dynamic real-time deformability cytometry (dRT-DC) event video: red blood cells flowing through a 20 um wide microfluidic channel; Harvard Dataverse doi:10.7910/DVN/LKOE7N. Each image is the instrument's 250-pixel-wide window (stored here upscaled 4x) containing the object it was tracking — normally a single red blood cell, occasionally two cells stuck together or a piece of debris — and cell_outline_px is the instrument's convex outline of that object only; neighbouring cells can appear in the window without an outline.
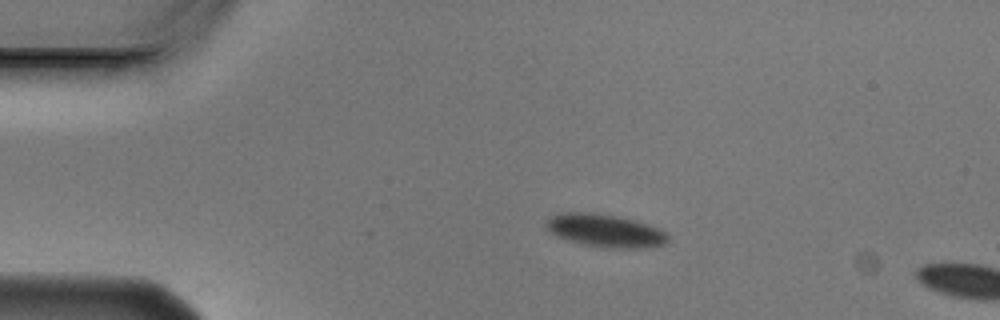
{"species": "Egyptian fruit bat (a non-hibernating species)", "species_latin": "Rousettus aegyptiacus", "temperature_condition": "cold", "stored_images_in_passage": 3, "camera_frame_rate_fps": 3000, "um_per_image_px": 0.085, "animal": {"sex": "male"}, "frame": {"image": 1, "passage_image": 2, "time_ms": 0.333, "image_size_px": [1000, 320], "cell_outline_px": [[668, 240], [664, 244], [644, 248], [612, 248], [584, 244], [568, 240], [556, 236], [544, 224], [552, 216], [560, 212], [592, 212], [616, 216], [648, 224], [664, 232], [668, 236]], "centroid_in_image_um": [51.42, 19.6], "position_along_channel_um": 33.6, "area_um2": 23.0}}